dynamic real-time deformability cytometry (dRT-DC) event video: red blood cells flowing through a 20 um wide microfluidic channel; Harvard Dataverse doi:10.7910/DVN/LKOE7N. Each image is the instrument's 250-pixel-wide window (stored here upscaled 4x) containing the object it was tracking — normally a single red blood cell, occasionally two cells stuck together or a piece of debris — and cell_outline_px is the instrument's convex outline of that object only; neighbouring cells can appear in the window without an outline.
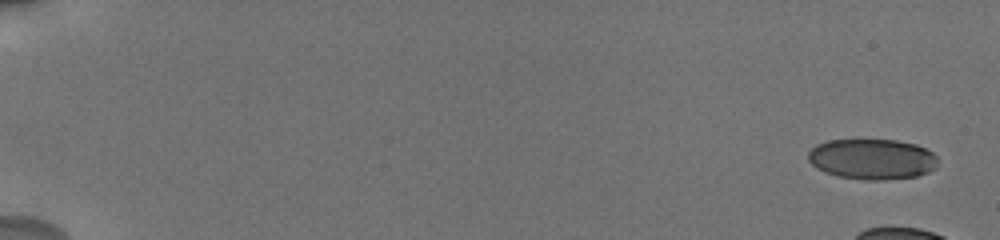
{"species": "human", "species_latin": "Homo sapiens", "temperature_condition": "cold", "stored_images_in_passage": 12, "camera_frame_rate_fps": 3000, "um_per_image_px": 0.085, "donor": {"sex": "male"}, "frame": {"image": 1, "passage_image": 1, "time_ms": 0.0, "image_size_px": [1000, 240], "cell_outline_px": [[936, 168], [928, 172], [916, 176], [884, 180], [864, 180], [836, 176], [824, 172], [816, 168], [808, 160], [808, 152], [816, 144], [828, 140], [856, 136], [896, 140], [916, 144], [932, 152], [936, 156]], "centroid_in_image_um": [74.07, 13.47], "position_along_channel_um": 10.9, "area_um2": 31.73}}
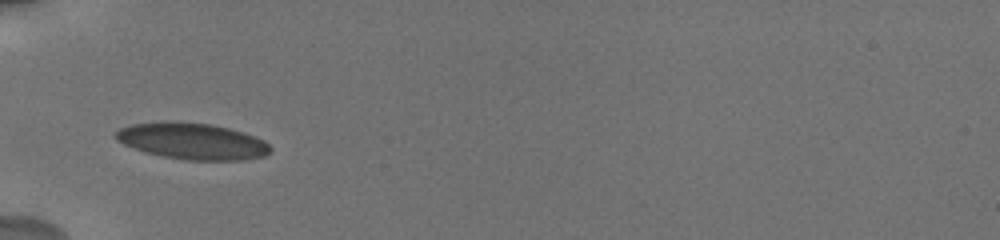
{"frame": {"image": 2, "passage_image": 10, "time_ms": 7.333, "image_size_px": [1000, 240], "cell_outline_px": [[272, 148], [264, 156], [240, 160], [188, 160], [164, 156], [144, 152], [124, 144], [116, 140], [112, 136], [120, 128], [132, 124], [160, 120], [180, 120], [208, 124], [228, 128], [244, 132], [256, 136], [264, 140]], "centroid_in_image_um": [16.3, 11.97], "position_along_channel_um": 68.7, "area_um2": 33.12}}